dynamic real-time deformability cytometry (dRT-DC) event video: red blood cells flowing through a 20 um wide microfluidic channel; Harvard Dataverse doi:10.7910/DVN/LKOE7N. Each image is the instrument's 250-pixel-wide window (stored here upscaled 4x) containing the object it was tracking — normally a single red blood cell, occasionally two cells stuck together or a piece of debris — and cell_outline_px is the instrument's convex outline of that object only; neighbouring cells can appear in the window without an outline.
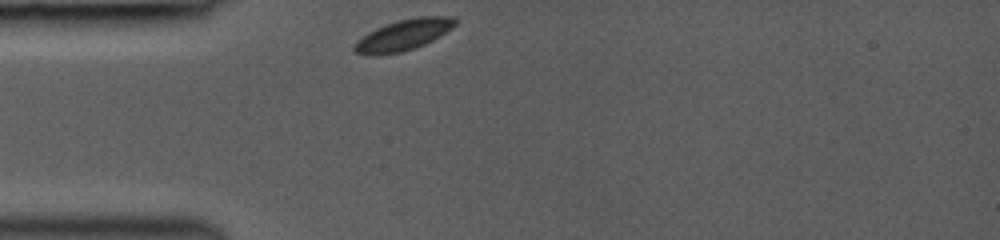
{"species": "common noctule bat (a hibernating species)", "species_latin": "Nyctalus noctula", "temperature_condition": "room temperature", "stored_images_in_passage": 29, "camera_frame_rate_fps": 3000, "um_per_image_px": 0.085, "animal": {"sex": "female", "body_mass_g": 19.0, "forearm_length_mm": 53.3}, "frame": {"image": 1, "passage_image": 1, "time_ms": 0.0, "image_size_px": [1000, 240], "cell_outline_px": [[456, 24], [452, 28], [440, 36], [424, 44], [400, 52], [376, 56], [356, 52], [352, 48], [356, 40], [368, 32], [384, 24], [396, 20], [420, 16], [452, 16], [456, 20]], "centroid_in_image_um": [34.27, 2.96], "position_along_channel_um": 50.7, "area_um2": 18.21}}
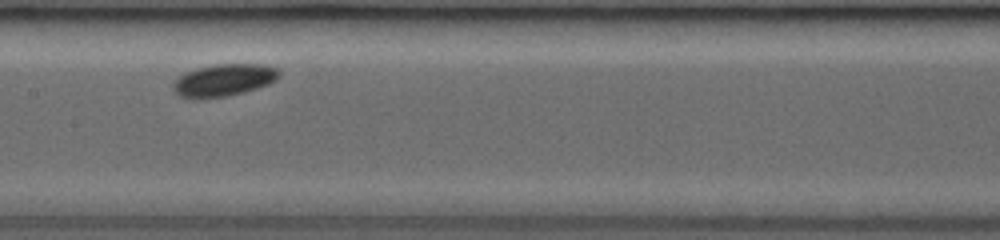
{"frame": {"image": 2, "passage_image": 12, "time_ms": 3.667, "image_size_px": [1000, 240], "cell_outline_px": [[280, 76], [276, 80], [268, 84], [244, 92], [228, 96], [192, 100], [180, 96], [172, 88], [172, 84], [180, 76], [196, 68], [216, 64], [264, 64], [276, 68], [280, 72]], "centroid_in_image_um": [19.02, 6.82], "position_along_channel_um": 188.4, "area_um2": 20.0}}
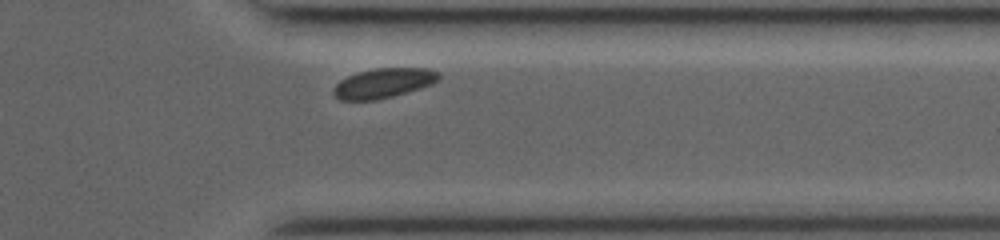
{"frame": {"image": 3, "passage_image": 26, "time_ms": 8.333, "image_size_px": [1000, 240], "cell_outline_px": [[440, 80], [432, 84], [420, 88], [392, 96], [376, 100], [340, 100], [332, 92], [332, 88], [340, 80], [356, 72], [376, 68], [428, 68], [440, 72]], "centroid_in_image_um": [32.6, 7.05], "position_along_channel_um": 378.8, "area_um2": 18.32}, "authors_computed_cell_mechanics": {"area_um2": 18.9006, "velocity_mm_per_s": 4.0478, "shape_relaxation_time_tau1_ms": 0.5005, "shape_relaxation_time_tau2_ms": 1.9521, "deformation_change_tau1": 0.0189, "deformation_change_tau2": 0.0309}}